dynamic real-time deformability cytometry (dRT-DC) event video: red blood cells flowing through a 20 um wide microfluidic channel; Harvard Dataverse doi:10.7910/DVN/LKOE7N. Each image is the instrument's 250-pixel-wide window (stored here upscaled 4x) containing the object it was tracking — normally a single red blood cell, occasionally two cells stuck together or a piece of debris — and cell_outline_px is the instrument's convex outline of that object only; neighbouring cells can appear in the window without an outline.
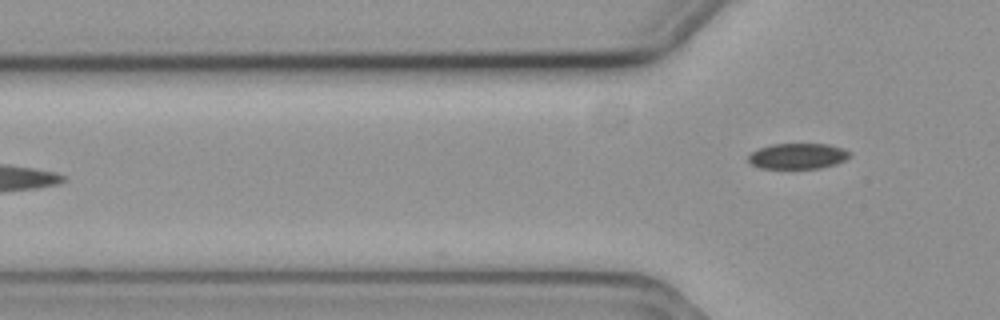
{"species": "common noctule bat (a hibernating species)", "species_latin": "Nyctalus noctula", "temperature_condition": "cold", "stored_images_in_passage": 5, "camera_frame_rate_fps": 3000, "um_per_image_px": 0.085, "animal": {"sex": "female", "body_mass_g": 19.3, "forearm_length_mm": 54.1}, "frame": {"image": 1, "passage_image": 5, "time_ms": 1.333, "image_size_px": [1000, 320], "cell_outline_px": [[852, 152], [844, 160], [836, 164], [820, 168], [760, 168], [752, 164], [748, 160], [748, 156], [752, 152], [760, 148], [772, 144], [828, 144], [844, 148]], "centroid_in_image_um": [67.83, 13.26], "position_along_channel_um": 58.0, "area_um2": 15.09}}